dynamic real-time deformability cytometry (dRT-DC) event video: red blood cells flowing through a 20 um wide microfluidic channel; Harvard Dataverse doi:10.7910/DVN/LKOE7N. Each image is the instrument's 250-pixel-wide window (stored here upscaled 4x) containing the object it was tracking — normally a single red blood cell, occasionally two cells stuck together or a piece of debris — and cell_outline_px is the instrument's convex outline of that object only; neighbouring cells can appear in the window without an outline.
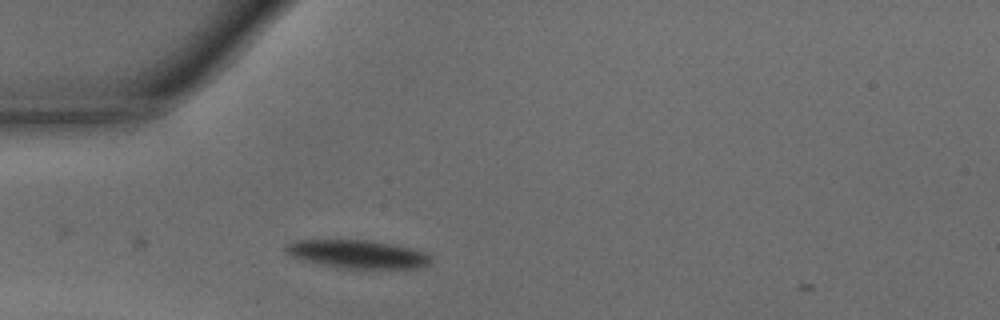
{"species": "common noctule bat (a hibernating species)", "species_latin": "Nyctalus noctula", "temperature_condition": "warm", "stored_images_in_passage": 3, "camera_frame_rate_fps": 3000, "um_per_image_px": 0.085, "animal": {"sex": "male", "body_mass_g": 15.6}, "frame": {"image": 1, "passage_image": 2, "time_ms": 0.333, "image_size_px": [1000, 320], "cell_outline_px": [[432, 260], [428, 264], [416, 268], [336, 268], [292, 256], [284, 252], [284, 244], [292, 240], [368, 240], [392, 244], [424, 252], [432, 256]], "centroid_in_image_um": [30.34, 21.59], "position_along_channel_um": 54.7, "area_um2": 23.76}}